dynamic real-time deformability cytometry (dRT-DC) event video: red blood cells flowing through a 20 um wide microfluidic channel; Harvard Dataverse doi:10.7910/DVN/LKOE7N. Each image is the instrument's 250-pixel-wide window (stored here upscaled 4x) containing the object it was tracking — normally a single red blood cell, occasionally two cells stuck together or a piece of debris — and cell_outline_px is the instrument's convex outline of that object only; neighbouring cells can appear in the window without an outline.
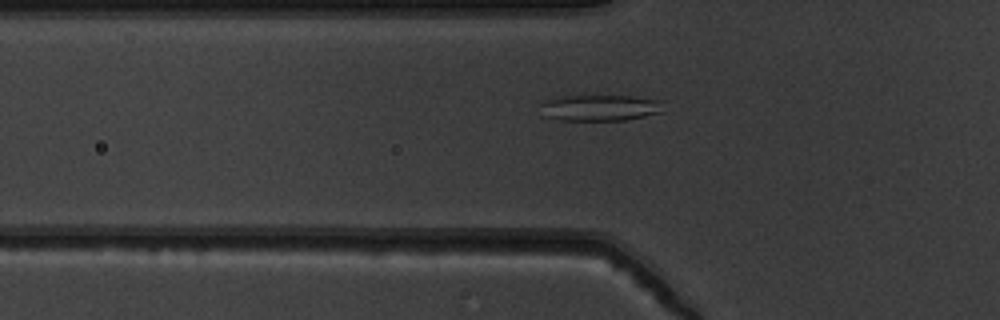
{"species": "common noctule bat (a hibernating species)", "species_latin": "Nyctalus noctula", "temperature_condition": "warm", "stored_images_in_passage": 41, "camera_frame_rate_fps": 3000, "um_per_image_px": 0.085, "animal": {"sex": "male", "body_mass_g": 19.5, "forearm_length_mm": 54.6}, "frame": {"image": 1, "passage_image": 11, "time_ms": 3.333, "image_size_px": [1000, 320], "cell_outline_px": [[664, 112], [624, 120], [560, 120], [544, 116], [540, 104], [544, 100], [564, 96], [632, 96], [664, 100]], "centroid_in_image_um": [51.06, 9.16], "position_along_channel_um": 74.7, "area_um2": 18.9}}
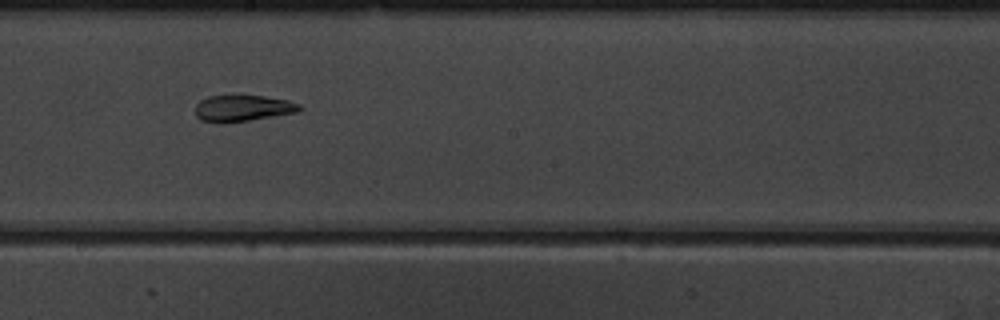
{"frame": {"image": 2, "passage_image": 23, "time_ms": 7.333, "image_size_px": [1000, 320], "cell_outline_px": [[304, 108], [296, 112], [248, 120], [200, 120], [196, 116], [196, 104], [200, 100], [208, 96], [240, 92], [288, 100], [300, 104]], "centroid_in_image_um": [20.66, 9.1], "position_along_channel_um": 227.5, "area_um2": 16.07}}
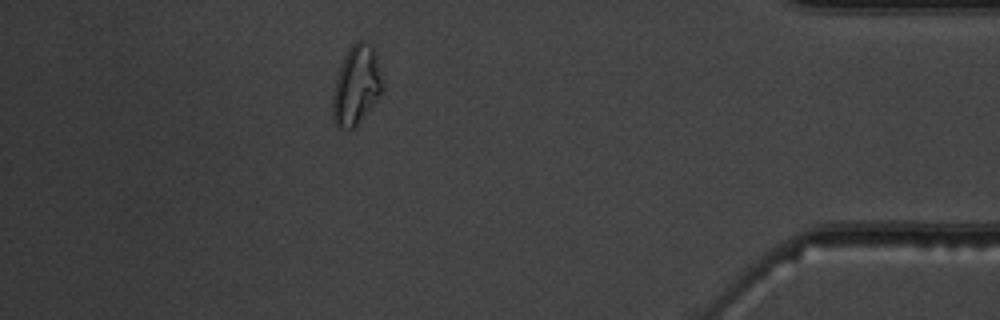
{"frame": {"image": 3, "passage_image": 40, "time_ms": 13.0, "image_size_px": [1000, 320], "cell_outline_px": [[380, 92], [376, 100], [356, 128], [340, 128], [336, 124], [332, 116], [332, 92], [336, 76], [340, 64], [348, 48], [356, 40], [360, 40], [372, 44], [376, 52], [380, 80]], "centroid_in_image_um": [30.23, 7.24], "position_along_channel_um": 405.0, "area_um2": 22.83}}